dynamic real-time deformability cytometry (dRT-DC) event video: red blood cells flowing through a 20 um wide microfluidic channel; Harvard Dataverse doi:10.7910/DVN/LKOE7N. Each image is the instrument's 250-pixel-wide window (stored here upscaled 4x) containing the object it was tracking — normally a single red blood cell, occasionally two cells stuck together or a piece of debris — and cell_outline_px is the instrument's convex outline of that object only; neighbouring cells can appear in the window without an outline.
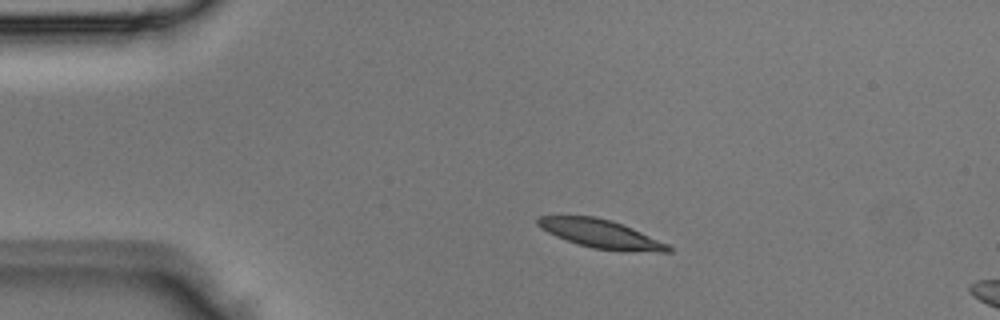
{"species": "Egyptian fruit bat (a non-hibernating species)", "species_latin": "Rousettus aegyptiacus", "temperature_condition": "room temperature", "stored_images_in_passage": 1, "camera_frame_rate_fps": 3000, "um_per_image_px": 0.085, "animal": {"sex": "male"}, "frame": {"image": 1, "passage_image": 1, "time_ms": 0.0, "image_size_px": [1000, 320], "cell_outline_px": [[672, 252], [656, 252], [592, 248], [556, 236], [540, 228], [536, 224], [536, 216], [596, 216], [612, 220], [632, 228], [668, 244], [672, 248]], "centroid_in_image_um": [51.05, 19.86], "position_along_channel_um": 34.0, "area_um2": 21.33}}